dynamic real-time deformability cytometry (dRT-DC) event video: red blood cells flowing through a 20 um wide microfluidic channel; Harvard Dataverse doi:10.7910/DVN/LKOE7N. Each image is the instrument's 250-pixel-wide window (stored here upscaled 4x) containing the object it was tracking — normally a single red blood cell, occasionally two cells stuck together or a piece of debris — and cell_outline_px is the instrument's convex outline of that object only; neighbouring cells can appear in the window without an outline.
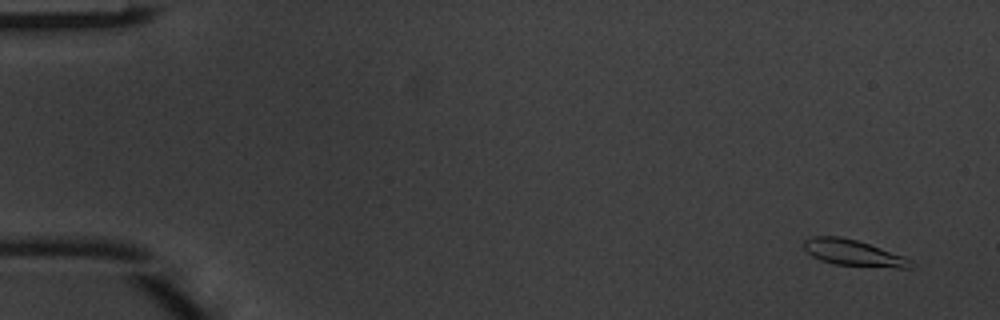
{"species": "common noctule bat (a hibernating species)", "species_latin": "Nyctalus noctula", "temperature_condition": "warm", "stored_images_in_passage": 5, "camera_frame_rate_fps": 3000, "um_per_image_px": 0.085, "animal": {"sex": "male", "body_mass_g": 20.1, "forearm_length_mm": 53.5}, "frame": {"image": 1, "passage_image": 1, "time_ms": 0.0, "image_size_px": [1000, 320], "cell_outline_px": [[916, 264], [912, 268], [896, 268], [836, 264], [820, 260], [812, 256], [804, 248], [804, 240], [812, 236], [840, 236], [856, 240], [904, 256], [912, 260]], "centroid_in_image_um": [72.57, 21.5], "position_along_channel_um": 12.4, "area_um2": 16.24}}